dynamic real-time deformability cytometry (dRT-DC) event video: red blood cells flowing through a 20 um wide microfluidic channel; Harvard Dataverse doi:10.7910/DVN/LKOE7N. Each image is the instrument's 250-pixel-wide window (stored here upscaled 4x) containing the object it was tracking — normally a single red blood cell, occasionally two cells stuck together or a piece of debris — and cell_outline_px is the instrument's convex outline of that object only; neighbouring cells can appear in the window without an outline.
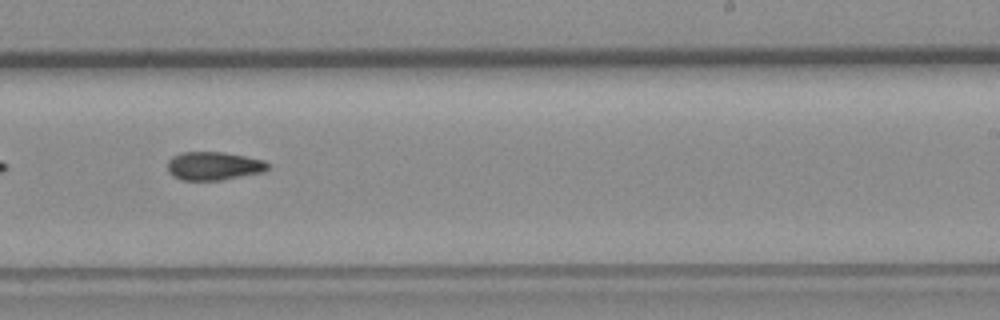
{"species": "common noctule bat (a hibernating species)", "species_latin": "Nyctalus noctula", "temperature_condition": "room temperature", "stored_images_in_passage": 33, "camera_frame_rate_fps": 3000, "um_per_image_px": 0.085, "animal": {"sex": "female", "body_mass_g": 19.3, "forearm_length_mm": 54.1}, "frame": {"image": 1, "passage_image": 19, "time_ms": 6.0, "image_size_px": [1000, 320], "cell_outline_px": [[268, 168], [264, 172], [220, 180], [180, 180], [172, 176], [168, 172], [168, 160], [172, 156], [180, 152], [224, 152], [264, 160], [268, 164]], "centroid_in_image_um": [18.13, 14.1], "position_along_channel_um": 270.9, "area_um2": 16.65}}